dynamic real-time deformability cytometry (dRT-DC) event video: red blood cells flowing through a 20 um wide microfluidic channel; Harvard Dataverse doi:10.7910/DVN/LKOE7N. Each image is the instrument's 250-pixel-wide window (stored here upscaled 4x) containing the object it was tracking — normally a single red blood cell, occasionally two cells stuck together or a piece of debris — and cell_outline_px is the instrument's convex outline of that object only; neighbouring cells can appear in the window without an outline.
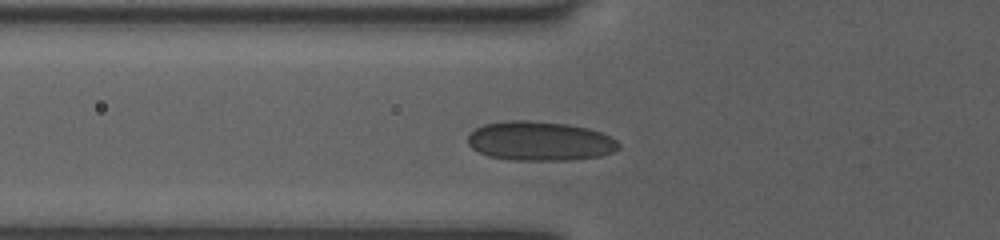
{"species": "human", "species_latin": "Homo sapiens", "temperature_condition": "room temperature", "stored_images_in_passage": 21, "camera_frame_rate_fps": 3000, "um_per_image_px": 0.085, "donor": {"sex": "female"}, "frame": {"image": 1, "passage_image": 5, "time_ms": 2.667, "image_size_px": [1000, 240], "cell_outline_px": [[620, 148], [612, 152], [600, 156], [568, 160], [508, 160], [488, 156], [472, 148], [468, 144], [468, 136], [476, 128], [484, 124], [504, 120], [528, 120], [568, 124], [588, 128], [600, 132], [616, 140], [620, 144]], "centroid_in_image_um": [45.87, 11.99], "position_along_channel_um": 79.9, "area_um2": 34.62}}
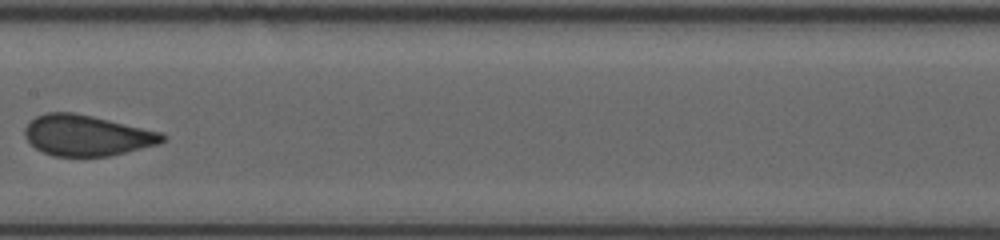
{"frame": {"image": 2, "passage_image": 9, "time_ms": 5.667, "image_size_px": [1000, 240], "cell_outline_px": [[168, 136], [160, 144], [108, 156], [52, 156], [36, 148], [24, 136], [24, 128], [36, 116], [48, 112], [72, 112], [92, 116], [160, 132]], "centroid_in_image_um": [7.38, 11.51], "position_along_channel_um": 200.0, "area_um2": 32.43}}
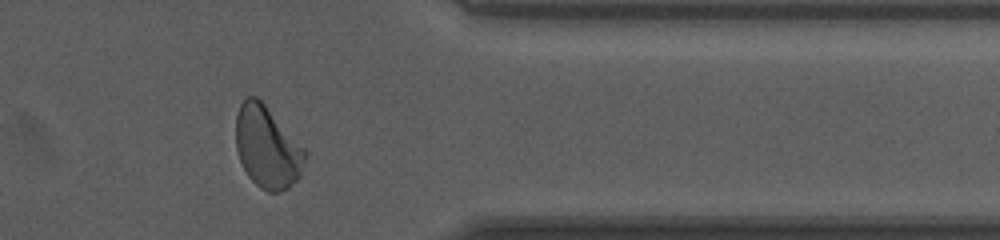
{"frame": {"image": 3, "passage_image": 16, "time_ms": 10.667, "image_size_px": [1000, 240], "cell_outline_px": [[308, 156], [300, 176], [288, 188], [280, 192], [268, 192], [260, 188], [248, 176], [240, 160], [236, 148], [236, 116], [240, 104], [248, 96], [256, 96], [264, 104], [308, 152]], "centroid_in_image_um": [22.73, 12.54], "position_along_channel_um": 388.7, "area_um2": 32.95}}